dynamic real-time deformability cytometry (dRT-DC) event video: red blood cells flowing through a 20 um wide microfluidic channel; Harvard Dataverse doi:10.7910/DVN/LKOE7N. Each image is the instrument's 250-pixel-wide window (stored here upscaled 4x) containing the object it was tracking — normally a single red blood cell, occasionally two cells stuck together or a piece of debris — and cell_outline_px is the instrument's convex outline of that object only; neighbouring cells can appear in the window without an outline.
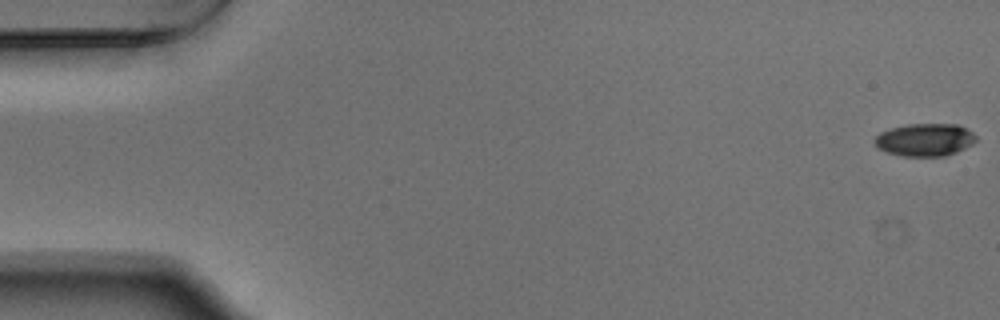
{"species": "Egyptian fruit bat (a non-hibernating species)", "species_latin": "Rousettus aegyptiacus", "temperature_condition": "warm", "stored_images_in_passage": 54, "camera_frame_rate_fps": 3000, "um_per_image_px": 0.085, "animal": {"sex": "male"}, "frame": {"image": 1, "passage_image": 1, "time_ms": 0.0, "image_size_px": [1000, 320], "cell_outline_px": [[976, 140], [972, 144], [956, 152], [944, 156], [904, 156], [888, 152], [876, 148], [872, 140], [880, 132], [888, 128], [908, 124], [960, 124], [972, 132], [976, 136]], "centroid_in_image_um": [78.58, 11.87], "position_along_channel_um": 6.4, "area_um2": 19.48}}
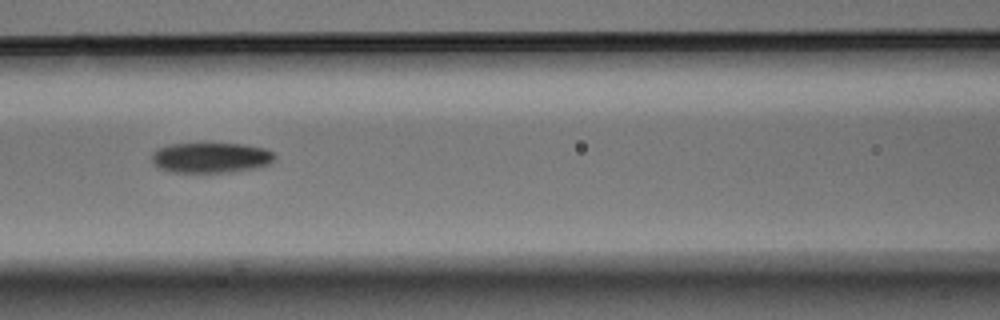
{"frame": {"image": 2, "passage_image": 24, "time_ms": 7.667, "image_size_px": [1000, 320], "cell_outline_px": [[276, 156], [272, 164], [256, 168], [232, 172], [168, 172], [152, 164], [152, 152], [168, 144], [244, 144], [268, 148]], "centroid_in_image_um": [17.96, 13.41], "position_along_channel_um": 148.6, "area_um2": 21.96}}
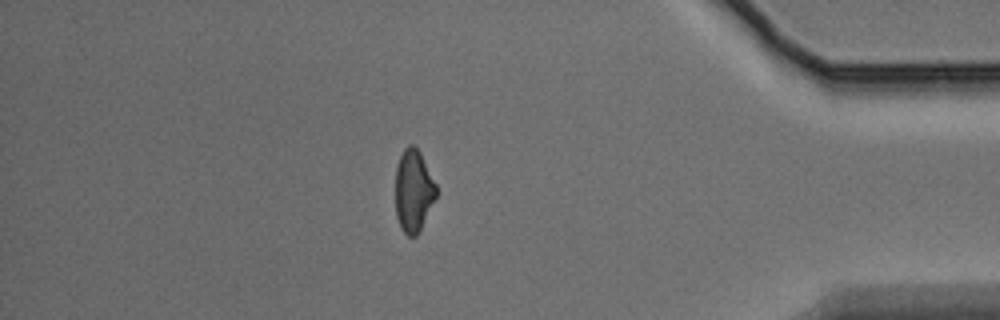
{"frame": {"image": 3, "passage_image": 47, "time_ms": 15.333, "image_size_px": [1000, 320], "cell_outline_px": [[436, 196], [420, 232], [416, 236], [408, 236], [400, 228], [396, 216], [396, 168], [400, 156], [404, 148], [408, 144], [412, 144], [420, 152], [436, 184]], "centroid_in_image_um": [35.14, 16.24], "position_along_channel_um": 400.1, "area_um2": 19.54}, "authors_computed_cell_mechanics": {"area_um2": 20.7791, "velocity_mm_per_s": 3.7604, "shape_relaxation_time_tau1_ms": 4.062, "shape_relaxation_time_tau2_ms": null, "deformation_change_tau1": 0.1342, "deformation_change_tau2": null}}